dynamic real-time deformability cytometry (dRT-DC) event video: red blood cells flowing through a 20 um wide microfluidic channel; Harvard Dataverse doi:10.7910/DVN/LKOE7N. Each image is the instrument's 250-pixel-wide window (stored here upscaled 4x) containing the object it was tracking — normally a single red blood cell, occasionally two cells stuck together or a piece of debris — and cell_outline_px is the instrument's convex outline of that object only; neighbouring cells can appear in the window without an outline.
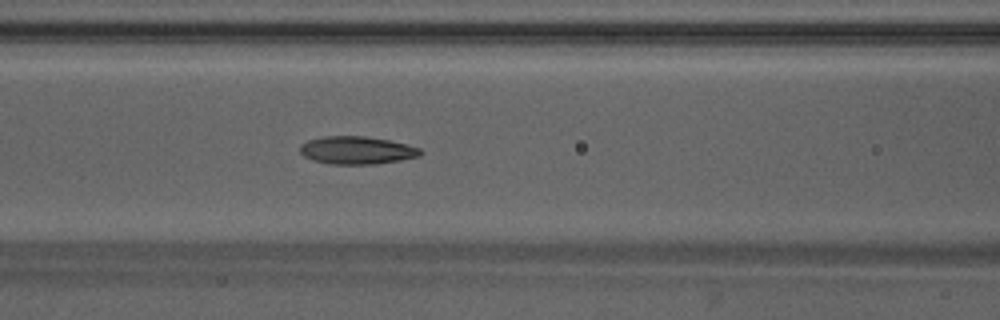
{"species": "Egyptian fruit bat (a non-hibernating species)", "species_latin": "Rousettus aegyptiacus", "temperature_condition": "warm", "stored_images_in_passage": 48, "camera_frame_rate_fps": 3000, "um_per_image_px": 0.085, "animal": {"sex": "male"}, "frame": {"image": 1, "passage_image": 20, "time_ms": 6.333, "image_size_px": [1000, 320], "cell_outline_px": [[424, 152], [420, 156], [400, 160], [376, 164], [328, 164], [312, 160], [304, 156], [300, 152], [300, 144], [308, 140], [324, 136], [364, 136], [388, 140], [420, 148]], "centroid_in_image_um": [30.31, 12.78], "position_along_channel_um": 136.3, "area_um2": 19.54}}
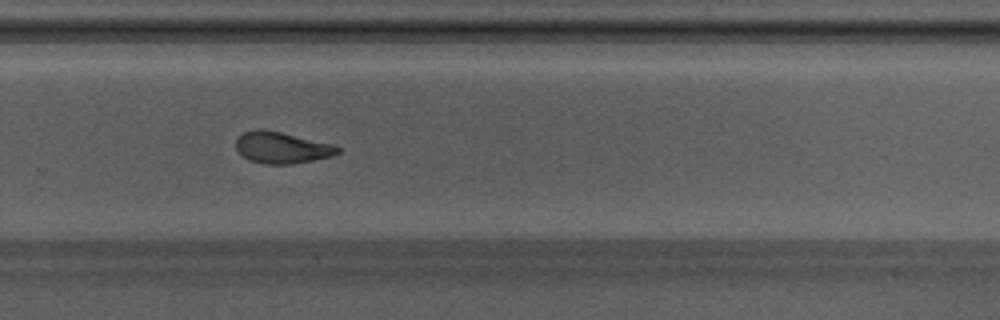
{"frame": {"image": 2, "passage_image": 32, "time_ms": 10.333, "image_size_px": [1000, 320], "cell_outline_px": [[340, 152], [332, 156], [292, 164], [264, 164], [248, 160], [236, 148], [236, 140], [244, 132], [280, 132], [336, 144], [340, 148]], "centroid_in_image_um": [24.04, 12.59], "position_along_channel_um": 305.8, "area_um2": 18.15}}
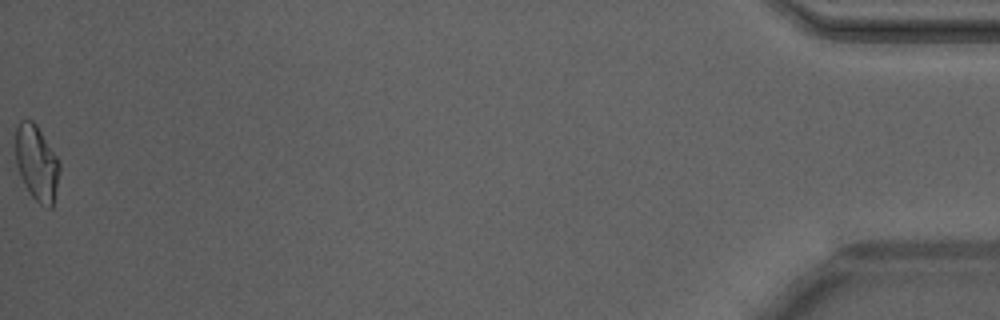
{"frame": {"image": 3, "passage_image": 48, "time_ms": 15.667, "image_size_px": [1000, 320], "cell_outline_px": [[60, 168], [52, 208], [48, 208], [40, 204], [28, 192], [20, 176], [16, 164], [16, 128], [20, 120], [32, 120], [36, 124], [60, 160]], "centroid_in_image_um": [3.12, 13.85], "position_along_channel_um": 432.1, "area_um2": 19.36}, "authors_computed_cell_mechanics": {"area_um2": 19.3052, "velocity_mm_per_s": 4.2585, "shape_relaxation_time_tau1_ms": 5.063, "shape_relaxation_time_tau2_ms": 1.8834, "deformation_change_tau1": 0.1859, "deformation_change_tau2": 0.0928}}